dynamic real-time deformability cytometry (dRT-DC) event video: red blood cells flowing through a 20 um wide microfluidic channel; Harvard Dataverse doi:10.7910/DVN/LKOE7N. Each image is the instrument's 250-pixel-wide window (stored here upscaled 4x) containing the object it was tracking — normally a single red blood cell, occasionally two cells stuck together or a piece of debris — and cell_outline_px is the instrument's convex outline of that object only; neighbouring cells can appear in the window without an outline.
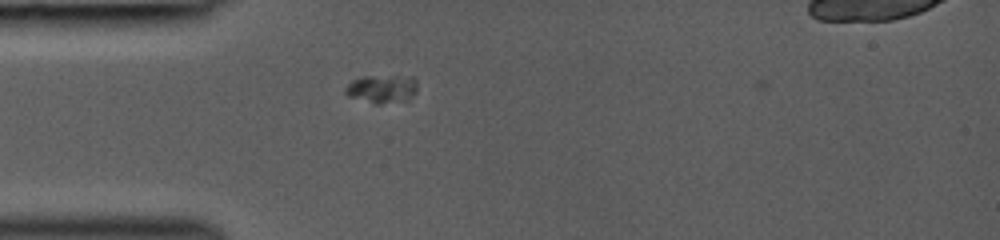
{"species": "common noctule bat (a hibernating species)", "species_latin": "Nyctalus noctula", "temperature_condition": "room temperature", "stored_images_in_passage": 16, "camera_frame_rate_fps": 3000, "um_per_image_px": 0.085, "animal": {"sex": "female", "body_mass_g": 19.0, "forearm_length_mm": 53.3}, "frame": {"image": 1, "passage_image": 14, "time_ms": 2.333, "image_size_px": [1000, 240], "cell_outline_px": [[416, 92], [408, 100], [380, 104], [376, 104], [348, 96], [344, 92], [344, 88], [352, 80], [360, 76], [412, 76], [416, 80]], "centroid_in_image_um": [32.45, 7.55], "position_along_channel_um": 52.5, "area_um2": 11.96}}